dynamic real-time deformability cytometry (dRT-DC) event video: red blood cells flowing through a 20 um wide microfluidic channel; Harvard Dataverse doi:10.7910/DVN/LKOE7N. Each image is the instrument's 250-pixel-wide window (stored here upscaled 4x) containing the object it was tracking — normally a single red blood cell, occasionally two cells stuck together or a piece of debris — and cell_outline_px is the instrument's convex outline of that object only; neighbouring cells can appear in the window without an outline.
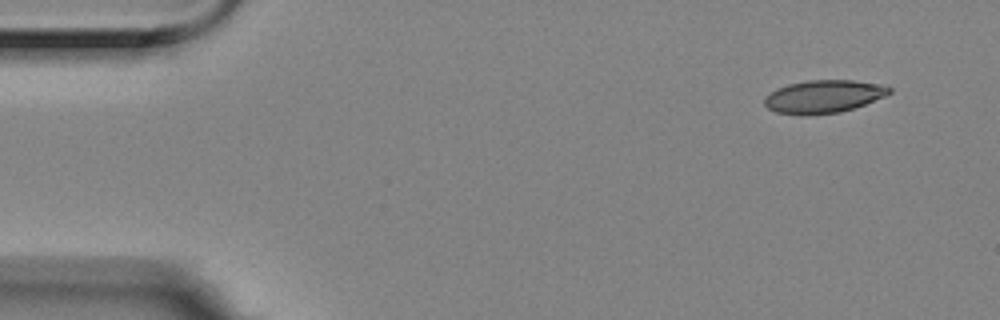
{"species": "Egyptian fruit bat (a non-hibernating species)", "species_latin": "Rousettus aegyptiacus", "temperature_condition": "room temperature", "stored_images_in_passage": 3, "camera_frame_rate_fps": 3000, "um_per_image_px": 0.085, "animal": {"sex": "female"}, "frame": {"image": 1, "passage_image": 1, "time_ms": 0.0, "image_size_px": [1000, 320], "cell_outline_px": [[892, 92], [884, 96], [864, 104], [840, 112], [800, 116], [776, 112], [768, 108], [764, 104], [764, 96], [776, 88], [788, 84], [808, 80], [852, 80], [880, 84], [892, 88]], "centroid_in_image_um": [69.95, 8.2], "position_along_channel_um": 15.0, "area_um2": 23.99}}